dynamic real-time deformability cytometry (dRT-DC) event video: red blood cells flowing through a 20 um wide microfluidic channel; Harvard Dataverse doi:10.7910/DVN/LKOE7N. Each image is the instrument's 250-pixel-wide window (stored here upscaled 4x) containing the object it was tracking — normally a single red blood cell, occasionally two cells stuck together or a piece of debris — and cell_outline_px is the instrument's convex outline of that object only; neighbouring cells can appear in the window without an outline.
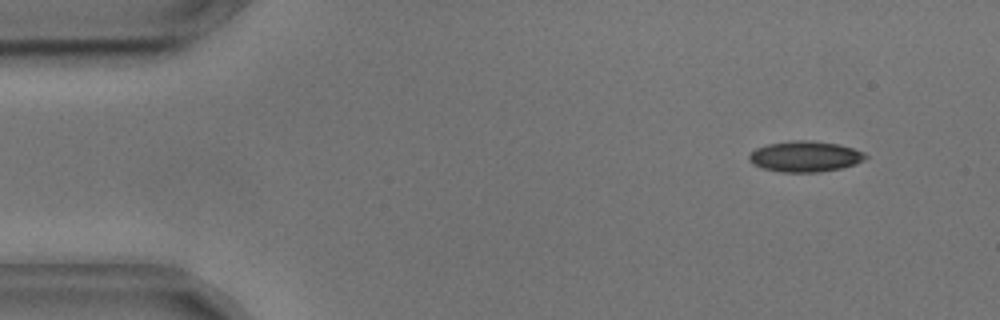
{"species": "common noctule bat (a hibernating species)", "species_latin": "Nyctalus noctula", "temperature_condition": "cold", "stored_images_in_passage": 54, "camera_frame_rate_fps": 3000, "um_per_image_px": 0.085, "animal": {"sex": "male", "body_mass_g": 17.9, "forearm_length_mm": 54.2}, "frame": {"image": 1, "passage_image": 5, "time_ms": 1.333, "image_size_px": [1000, 320], "cell_outline_px": [[868, 156], [864, 160], [856, 164], [840, 168], [816, 172], [784, 172], [764, 168], [752, 164], [748, 160], [748, 156], [756, 148], [768, 144], [788, 140], [812, 140], [836, 144], [852, 148], [864, 152]], "centroid_in_image_um": [68.42, 13.29], "position_along_channel_um": 16.6, "area_um2": 20.81}}
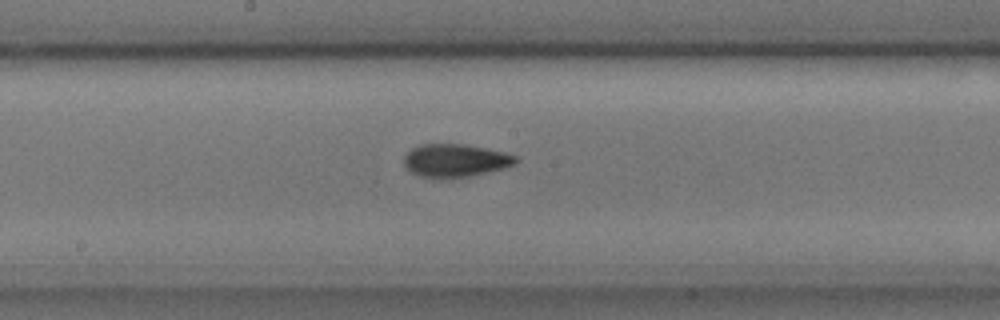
{"frame": {"image": 2, "passage_image": 28, "time_ms": 9.0, "image_size_px": [1000, 320], "cell_outline_px": [[520, 160], [516, 164], [504, 168], [468, 176], [444, 180], [420, 176], [408, 172], [404, 164], [404, 156], [412, 148], [420, 144], [464, 144], [504, 152], [516, 156]], "centroid_in_image_um": [38.67, 13.66], "position_along_channel_um": 209.5, "area_um2": 21.79}}
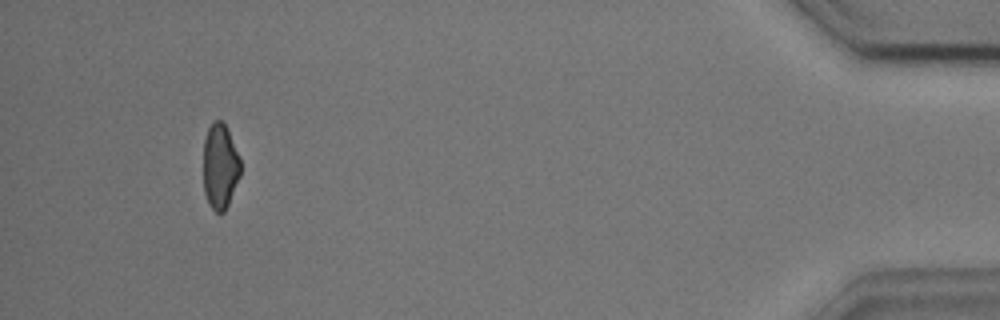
{"frame": {"image": 3, "passage_image": 51, "time_ms": 16.667, "image_size_px": [1000, 320], "cell_outline_px": [[240, 176], [228, 204], [224, 212], [216, 212], [212, 208], [204, 192], [204, 140], [208, 128], [216, 120], [220, 120], [228, 128], [240, 160]], "centroid_in_image_um": [18.71, 14.13], "position_along_channel_um": 416.5, "area_um2": 18.21}, "authors_computed_cell_mechanics": {"area_um2": 20.8369, "velocity_mm_per_s": 3.6336, "shape_relaxation_time_tau1_ms": 3.5097, "shape_relaxation_time_tau2_ms": 1.9743, "deformation_change_tau1": 0.1067, "deformation_change_tau2": 0.082}}